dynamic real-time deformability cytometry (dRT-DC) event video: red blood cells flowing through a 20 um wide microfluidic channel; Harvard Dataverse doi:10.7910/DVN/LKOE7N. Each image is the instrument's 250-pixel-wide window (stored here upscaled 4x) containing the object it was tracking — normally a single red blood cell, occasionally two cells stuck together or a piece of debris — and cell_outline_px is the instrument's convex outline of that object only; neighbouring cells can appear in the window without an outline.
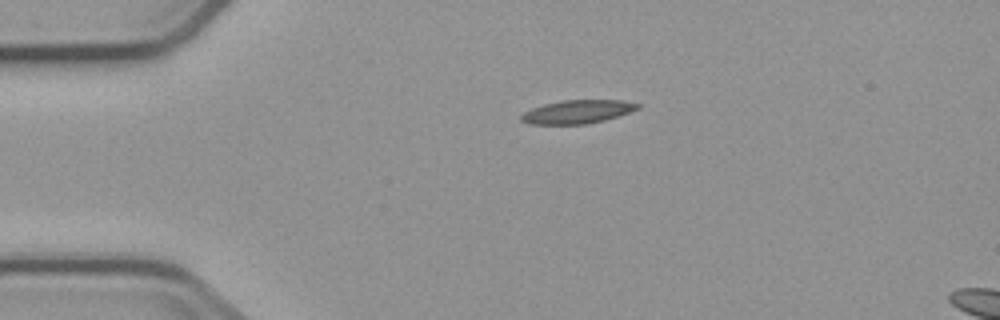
{"species": "common noctule bat (a hibernating species)", "species_latin": "Nyctalus noctula", "temperature_condition": "cold", "stored_images_in_passage": 2, "camera_frame_rate_fps": 3000, "um_per_image_px": 0.085, "animal": {"sex": "male", "body_mass_g": 23.1, "forearm_length_mm": 52.7}, "frame": {"image": 1, "passage_image": 1, "time_ms": 0.0, "image_size_px": [1000, 320], "cell_outline_px": [[640, 108], [604, 120], [584, 124], [528, 124], [520, 120], [520, 116], [524, 112], [532, 108], [544, 104], [560, 100], [624, 100], [640, 104]], "centroid_in_image_um": [49.05, 9.49], "position_along_channel_um": 36.0, "area_um2": 15.84}}